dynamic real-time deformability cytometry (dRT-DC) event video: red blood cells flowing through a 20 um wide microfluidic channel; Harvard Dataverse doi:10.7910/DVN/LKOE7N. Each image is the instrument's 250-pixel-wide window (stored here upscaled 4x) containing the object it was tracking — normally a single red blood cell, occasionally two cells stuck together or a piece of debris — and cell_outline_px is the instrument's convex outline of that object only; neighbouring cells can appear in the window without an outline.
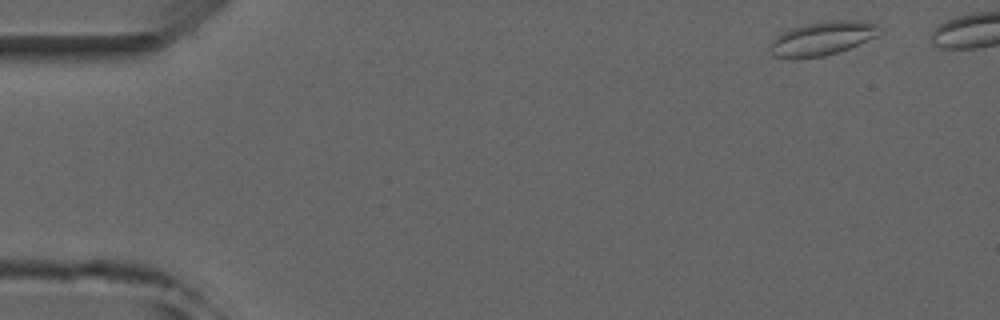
{"species": "common noctule bat (a hibernating species)", "species_latin": "Nyctalus noctula", "temperature_condition": "room temperature", "stored_images_in_passage": 6, "camera_frame_rate_fps": 3000, "um_per_image_px": 0.085, "animal": {"sex": "male", "forearm_length_mm": 52.5}, "frame": {"image": 1, "passage_image": 1, "time_ms": 0.0, "image_size_px": [1000, 320], "cell_outline_px": [[880, 28], [876, 36], [848, 48], [824, 56], [796, 60], [792, 60], [772, 56], [772, 40], [780, 32], [804, 24], [828, 20], [860, 20], [880, 24]], "centroid_in_image_um": [69.86, 3.27], "position_along_channel_um": 15.1, "area_um2": 21.73}}